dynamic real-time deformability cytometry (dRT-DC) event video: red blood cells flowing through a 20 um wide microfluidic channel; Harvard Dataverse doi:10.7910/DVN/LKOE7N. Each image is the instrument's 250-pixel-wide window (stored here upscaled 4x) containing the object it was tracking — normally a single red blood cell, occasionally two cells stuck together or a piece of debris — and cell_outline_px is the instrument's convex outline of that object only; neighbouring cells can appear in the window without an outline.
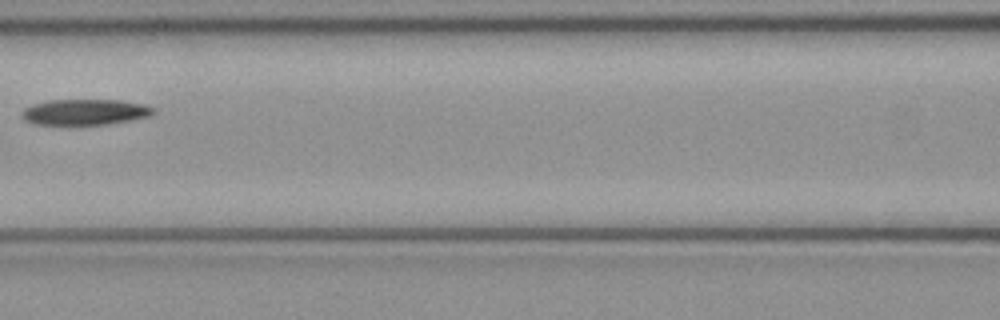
{"species": "common noctule bat (a hibernating species)", "species_latin": "Nyctalus noctula", "temperature_condition": "cold", "stored_images_in_passage": 6, "camera_frame_rate_fps": 3000, "um_per_image_px": 0.085, "animal": {"sex": "female", "body_mass_g": 21.9}, "frame": {"image": 1, "passage_image": 5, "time_ms": 1.333, "image_size_px": [1000, 320], "cell_outline_px": [[156, 112], [152, 116], [108, 124], [68, 128], [32, 124], [24, 120], [20, 116], [24, 108], [32, 104], [48, 100], [120, 100], [144, 104], [156, 108]], "centroid_in_image_um": [7.17, 9.58], "position_along_channel_um": 159.4, "area_um2": 21.04}}
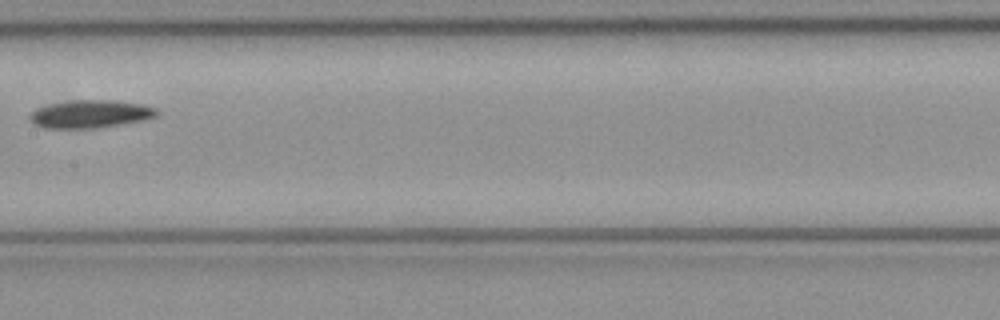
{"frame": {"image": 2, "passage_image": 6, "time_ms": 1.667, "image_size_px": [1000, 320], "cell_outline_px": [[160, 112], [156, 116], [144, 120], [96, 128], [44, 128], [32, 124], [28, 120], [28, 112], [36, 108], [48, 104], [72, 100], [112, 100], [144, 104], [156, 108]], "centroid_in_image_um": [7.62, 9.69], "position_along_channel_um": 199.8, "area_um2": 20.98}}